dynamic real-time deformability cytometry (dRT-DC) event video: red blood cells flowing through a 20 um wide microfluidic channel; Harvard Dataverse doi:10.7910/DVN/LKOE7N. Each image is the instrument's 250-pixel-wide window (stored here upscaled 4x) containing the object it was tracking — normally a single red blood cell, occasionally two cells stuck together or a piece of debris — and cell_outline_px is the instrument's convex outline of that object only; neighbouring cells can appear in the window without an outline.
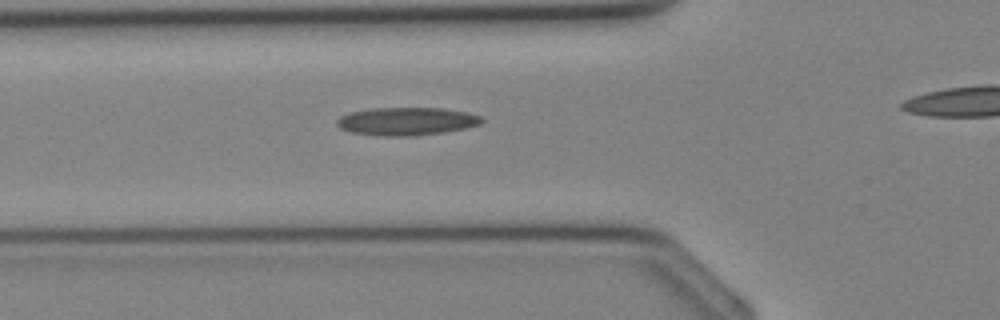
{"species": "Egyptian fruit bat (a non-hibernating species)", "species_latin": "Rousettus aegyptiacus", "temperature_condition": "cold", "stored_images_in_passage": 19, "camera_frame_rate_fps": 3000, "um_per_image_px": 0.085, "animal": {"sex": "female"}, "frame": {"image": 1, "passage_image": 2, "time_ms": 0.333, "image_size_px": [1000, 320], "cell_outline_px": [[484, 120], [480, 124], [468, 128], [444, 132], [412, 136], [380, 136], [352, 132], [340, 128], [336, 124], [336, 120], [340, 116], [348, 112], [372, 108], [444, 108], [468, 112], [480, 116]], "centroid_in_image_um": [34.56, 10.31], "position_along_channel_um": 91.2, "area_um2": 23.81}}
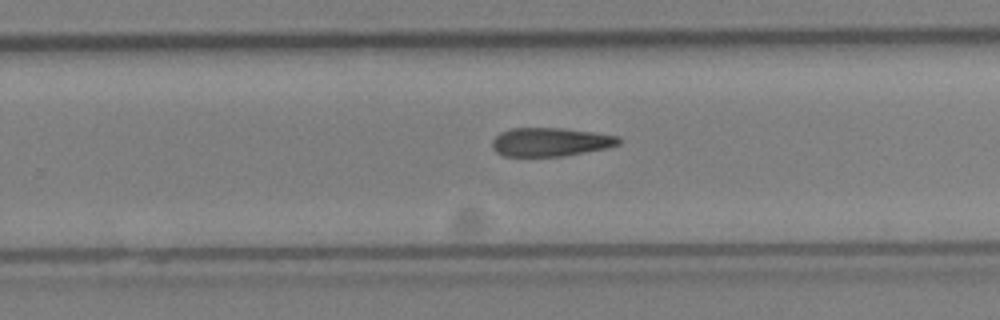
{"frame": {"image": 2, "passage_image": 12, "time_ms": 3.667, "image_size_px": [1000, 320], "cell_outline_px": [[624, 140], [620, 144], [608, 148], [564, 156], [504, 156], [496, 152], [492, 148], [492, 140], [500, 132], [512, 128], [560, 128], [592, 132], [620, 136]], "centroid_in_image_um": [46.82, 12.07], "position_along_channel_um": 283.0, "area_um2": 21.27}}
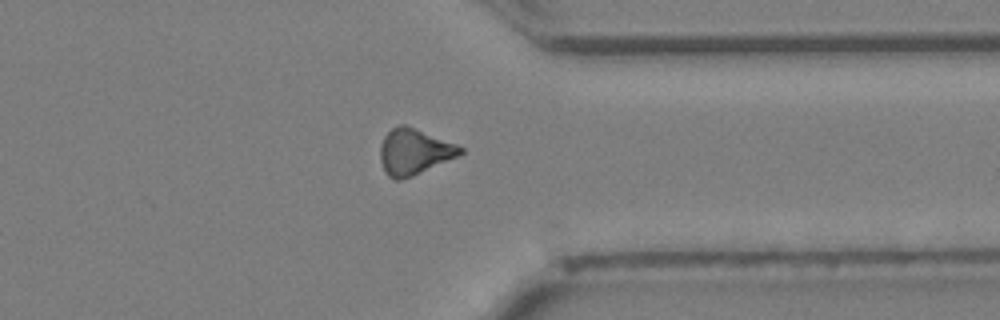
{"frame": {"image": 3, "passage_image": 17, "time_ms": 5.333, "image_size_px": [1000, 320], "cell_outline_px": [[464, 152], [456, 156], [412, 176], [400, 180], [396, 180], [388, 176], [384, 172], [380, 160], [380, 144], [384, 136], [392, 128], [400, 124], [404, 124], [456, 144], [464, 148]], "centroid_in_image_um": [35.15, 12.9], "position_along_channel_um": 376.2, "area_um2": 21.1}}